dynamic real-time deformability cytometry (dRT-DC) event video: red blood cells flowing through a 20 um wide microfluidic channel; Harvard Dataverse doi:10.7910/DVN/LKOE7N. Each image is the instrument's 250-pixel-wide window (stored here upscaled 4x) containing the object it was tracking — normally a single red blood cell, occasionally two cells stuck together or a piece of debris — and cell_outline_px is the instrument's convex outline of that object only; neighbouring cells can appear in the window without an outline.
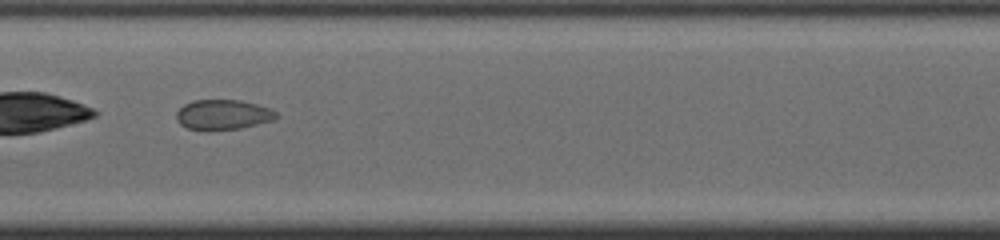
{"species": "common noctule bat (a hibernating species)", "species_latin": "Nyctalus noctula", "temperature_condition": "cold", "stored_images_in_passage": 19, "camera_frame_rate_fps": 3000, "um_per_image_px": 0.085, "animal": {"sex": "male", "body_mass_g": 19.0, "forearm_length_mm": 50.8}, "frame": {"image": 1, "passage_image": 11, "time_ms": 3.333, "image_size_px": [1000, 240], "cell_outline_px": [[276, 116], [272, 120], [240, 128], [188, 128], [180, 124], [176, 116], [176, 112], [184, 104], [192, 100], [240, 100], [256, 104], [268, 108], [276, 112]], "centroid_in_image_um": [18.93, 9.7], "position_along_channel_um": 188.5, "area_um2": 16.76}}
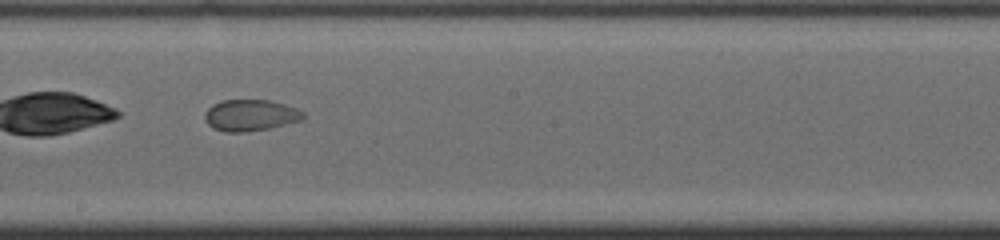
{"frame": {"image": 2, "passage_image": 14, "time_ms": 4.333, "image_size_px": [1000, 240], "cell_outline_px": [[304, 116], [300, 120], [268, 128], [248, 132], [224, 132], [212, 128], [208, 124], [204, 116], [208, 108], [212, 104], [224, 100], [268, 100], [284, 104], [296, 108], [304, 112]], "centroid_in_image_um": [21.25, 9.8], "position_along_channel_um": 227.0, "area_um2": 17.86}}